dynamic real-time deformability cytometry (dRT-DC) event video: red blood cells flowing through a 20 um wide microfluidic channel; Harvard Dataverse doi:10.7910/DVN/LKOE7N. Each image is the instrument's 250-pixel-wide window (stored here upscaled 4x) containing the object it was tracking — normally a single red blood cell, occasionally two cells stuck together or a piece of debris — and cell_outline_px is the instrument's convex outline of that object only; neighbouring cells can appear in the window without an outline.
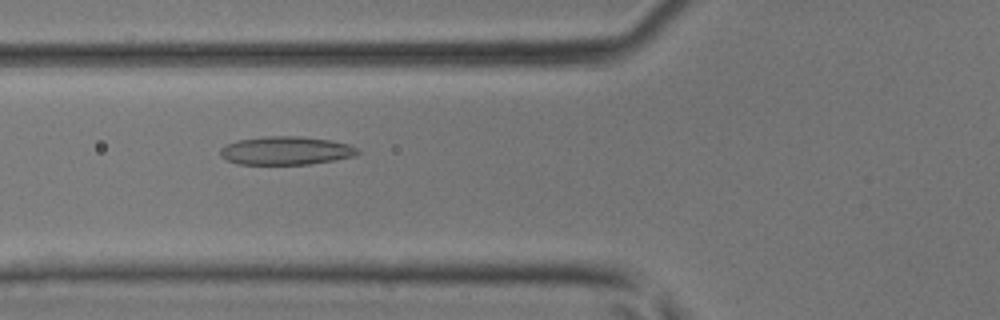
{"species": "common noctule bat (a hibernating species)", "species_latin": "Nyctalus noctula", "temperature_condition": "room temperature", "stored_images_in_passage": 33, "camera_frame_rate_fps": 3000, "um_per_image_px": 0.085, "animal": {"sex": "male", "body_mass_g": 17.9, "forearm_length_mm": 54.2}, "frame": {"image": 1, "passage_image": 4, "time_ms": 1.0, "image_size_px": [1000, 320], "cell_outline_px": [[360, 152], [356, 156], [336, 160], [308, 164], [240, 164], [228, 160], [220, 156], [220, 148], [224, 144], [236, 140], [264, 136], [300, 136], [328, 140], [348, 144], [356, 148]], "centroid_in_image_um": [24.28, 12.8], "position_along_channel_um": 101.5, "area_um2": 22.77}}
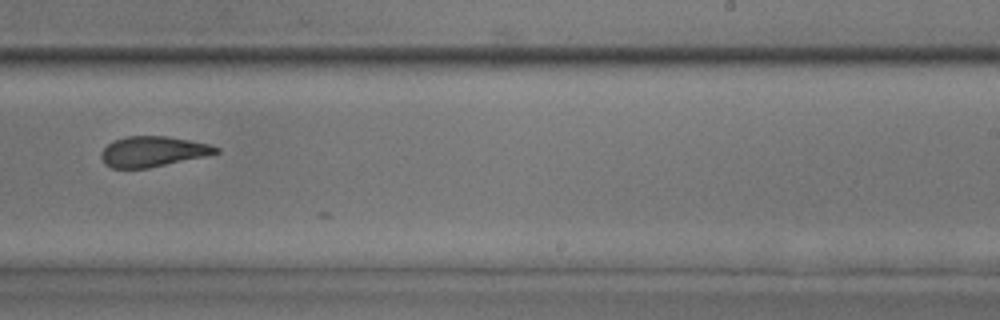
{"frame": {"image": 2, "passage_image": 16, "time_ms": 5.0, "image_size_px": [1000, 320], "cell_outline_px": [[220, 152], [204, 156], [148, 168], [112, 168], [104, 164], [100, 156], [100, 152], [112, 140], [128, 136], [168, 136], [208, 144], [220, 148]], "centroid_in_image_um": [12.94, 12.87], "position_along_channel_um": 276.1, "area_um2": 20.23}}
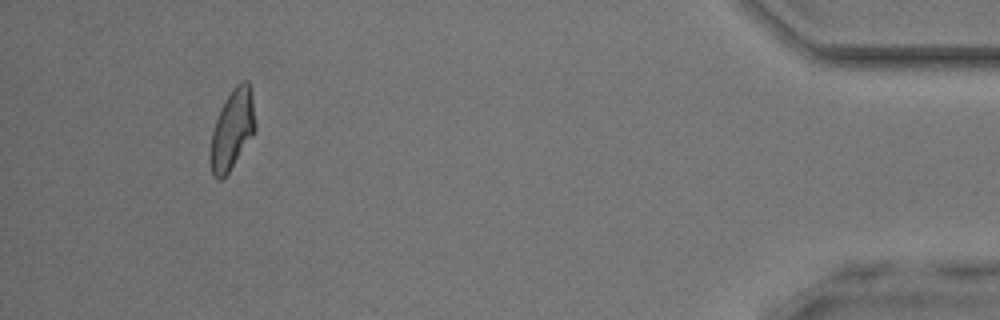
{"frame": {"image": 3, "passage_image": 30, "time_ms": 9.667, "image_size_px": [1000, 320], "cell_outline_px": [[256, 128], [252, 136], [228, 172], [220, 180], [216, 180], [212, 176], [212, 132], [216, 120], [228, 96], [236, 84], [244, 80], [248, 80], [252, 100], [256, 124]], "centroid_in_image_um": [19.77, 11.0], "position_along_channel_um": 415.4, "area_um2": 19.94}}